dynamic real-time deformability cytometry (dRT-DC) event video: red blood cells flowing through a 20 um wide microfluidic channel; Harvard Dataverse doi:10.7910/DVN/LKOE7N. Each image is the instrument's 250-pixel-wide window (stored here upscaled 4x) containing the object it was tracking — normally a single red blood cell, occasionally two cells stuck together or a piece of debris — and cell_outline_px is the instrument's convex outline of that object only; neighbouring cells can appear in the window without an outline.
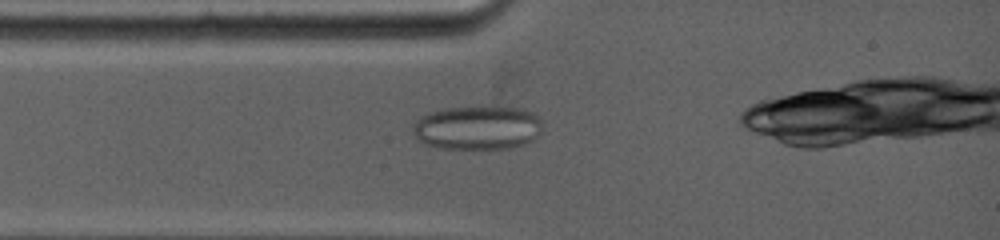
{"species": "common noctule bat (a hibernating species)", "species_latin": "Nyctalus noctula", "temperature_condition": "warm", "stored_images_in_passage": 34, "camera_frame_rate_fps": 5000, "um_per_image_px": 0.085, "animal": {"sex": "female", "body_mass_g": 19.0, "forearm_length_mm": 53.3}, "frame": {"image": 1, "passage_image": 1, "time_ms": 0.0, "image_size_px": [1000, 240], "cell_outline_px": [[540, 132], [532, 140], [524, 144], [508, 148], [436, 148], [424, 144], [412, 132], [412, 128], [424, 116], [432, 112], [448, 108], [476, 104], [520, 108], [532, 112], [540, 120]], "centroid_in_image_um": [40.6, 10.82], "position_along_channel_um": 44.4, "area_um2": 33.29}}
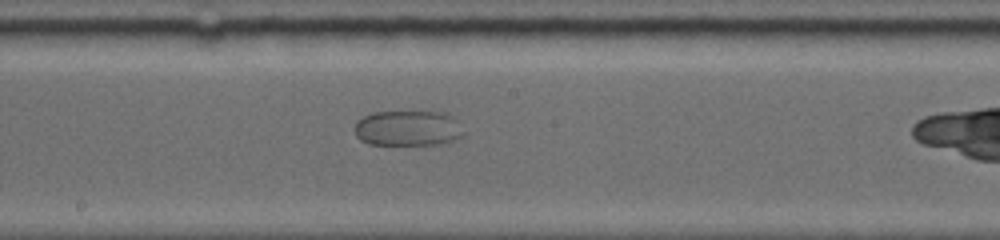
{"frame": {"image": 2, "passage_image": 9, "time_ms": 4.6, "image_size_px": [1000, 240], "cell_outline_px": [[460, 136], [448, 144], [368, 144], [360, 140], [356, 136], [356, 124], [364, 116], [376, 112], [436, 112], [452, 116]], "centroid_in_image_um": [34.59, 10.92], "position_along_channel_um": 213.6, "area_um2": 21.73}}
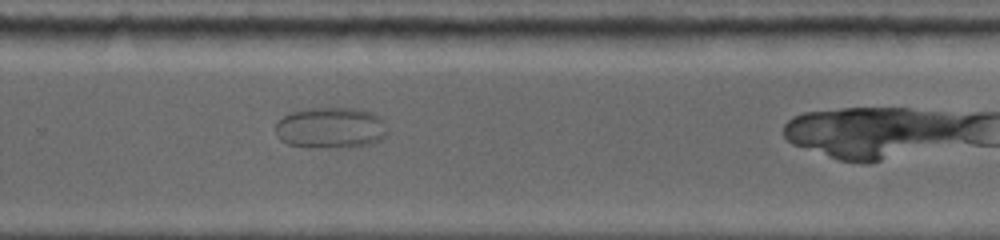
{"frame": {"image": 3, "passage_image": 17, "time_ms": 7.0, "image_size_px": [1000, 240], "cell_outline_px": [[388, 132], [380, 140], [372, 144], [352, 148], [312, 148], [288, 144], [280, 140], [276, 132], [276, 124], [284, 116], [292, 112], [312, 108], [348, 108], [368, 112], [384, 120]], "centroid_in_image_um": [28.12, 10.91], "position_along_channel_um": 301.7, "area_um2": 26.93}}